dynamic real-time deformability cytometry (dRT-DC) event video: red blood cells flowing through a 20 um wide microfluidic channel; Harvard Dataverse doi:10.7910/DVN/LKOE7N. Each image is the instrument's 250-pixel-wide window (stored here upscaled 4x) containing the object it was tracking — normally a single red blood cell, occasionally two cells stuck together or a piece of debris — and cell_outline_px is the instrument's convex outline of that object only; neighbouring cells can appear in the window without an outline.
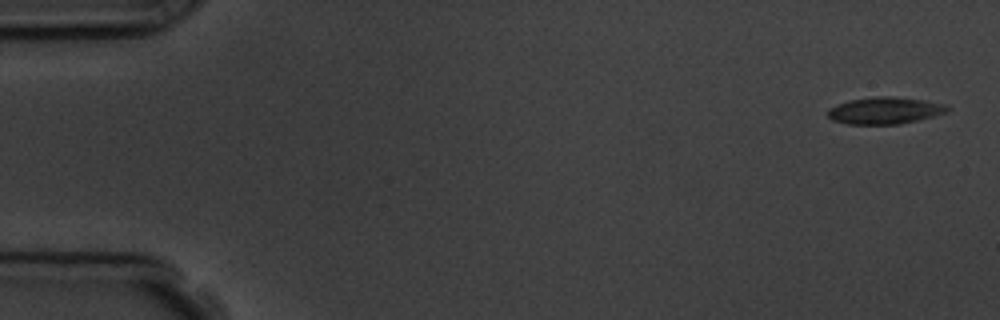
{"species": "common noctule bat (a hibernating species)", "species_latin": "Nyctalus noctula", "temperature_condition": "room temperature", "stored_images_in_passage": 5, "camera_frame_rate_fps": 3000, "um_per_image_px": 0.085, "animal": {"sex": "male", "body_mass_g": 19.5, "forearm_length_mm": 54.6}, "frame": {"image": 1, "passage_image": 1, "time_ms": 0.0, "image_size_px": [1000, 320], "cell_outline_px": [[952, 108], [944, 112], [932, 116], [900, 124], [848, 124], [832, 120], [828, 116], [828, 108], [836, 104], [848, 100], [872, 96], [892, 96], [924, 100], [944, 104]], "centroid_in_image_um": [75.16, 9.38], "position_along_channel_um": 9.8, "area_um2": 18.73}}
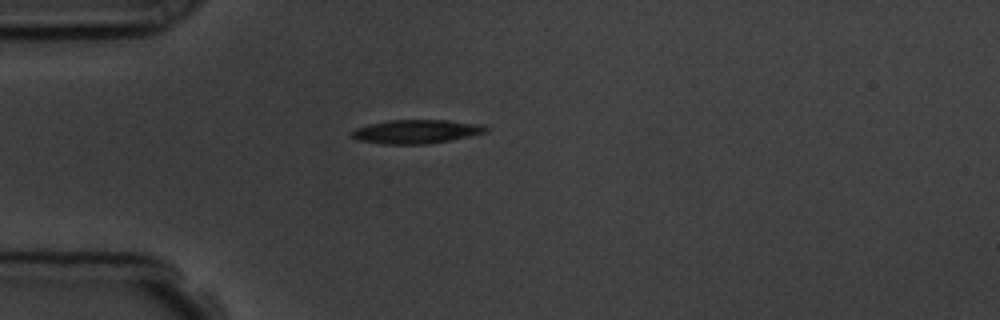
{"frame": {"image": 2, "passage_image": 5, "time_ms": 4.333, "image_size_px": [1000, 320], "cell_outline_px": [[488, 132], [428, 144], [384, 144], [360, 140], [352, 136], [352, 132], [356, 128], [368, 124], [388, 120], [448, 120], [484, 124], [488, 128]], "centroid_in_image_um": [35.42, 11.17], "position_along_channel_um": 49.6, "area_um2": 18.5}}